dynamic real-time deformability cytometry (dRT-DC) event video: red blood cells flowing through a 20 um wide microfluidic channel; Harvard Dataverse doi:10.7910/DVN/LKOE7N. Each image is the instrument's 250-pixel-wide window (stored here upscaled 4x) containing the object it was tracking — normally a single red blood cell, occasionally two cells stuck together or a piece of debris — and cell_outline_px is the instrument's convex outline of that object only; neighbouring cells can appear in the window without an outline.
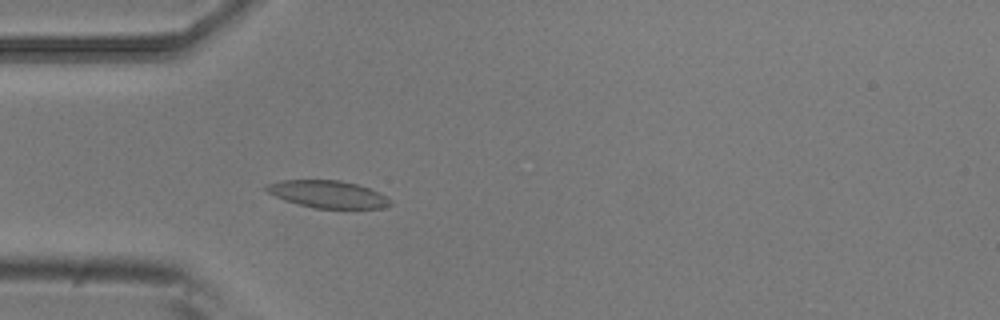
{"species": "common noctule bat (a hibernating species)", "species_latin": "Nyctalus noctula", "temperature_condition": "room temperature", "stored_images_in_passage": 5, "camera_frame_rate_fps": 3000, "um_per_image_px": 0.085, "animal": {"sex": "male", "body_mass_g": 20.5, "forearm_length_mm": 52.5}, "frame": {"image": 1, "passage_image": 5, "time_ms": 1.333, "image_size_px": [1000, 320], "cell_outline_px": [[392, 204], [384, 208], [312, 208], [284, 200], [268, 192], [264, 188], [264, 184], [280, 180], [340, 180], [356, 184], [380, 192]], "centroid_in_image_um": [27.82, 16.5], "position_along_channel_um": 57.2, "area_um2": 19.65}}